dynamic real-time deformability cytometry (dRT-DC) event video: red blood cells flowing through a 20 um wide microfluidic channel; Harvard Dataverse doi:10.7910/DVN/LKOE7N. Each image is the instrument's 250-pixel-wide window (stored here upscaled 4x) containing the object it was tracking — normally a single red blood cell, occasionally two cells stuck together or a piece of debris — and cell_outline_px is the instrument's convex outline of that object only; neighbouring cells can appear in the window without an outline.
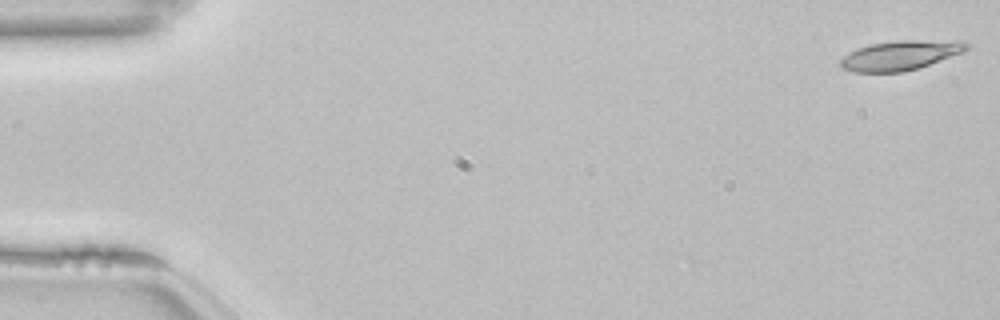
{"species": "common noctule bat (a hibernating species)", "species_latin": "Nyctalus noctula", "temperature_condition": "room temperature", "stored_images_in_passage": 10, "camera_frame_rate_fps": 3000, "um_per_image_px": 0.085, "animal": {"sex": "female", "body_mass_g": 22.7, "forearm_length_mm": 54.2}, "frame": {"image": 1, "passage_image": 1, "time_ms": 0.0, "image_size_px": [1000, 320], "cell_outline_px": [[968, 48], [964, 52], [904, 72], [856, 72], [844, 68], [840, 64], [840, 60], [844, 56], [860, 48], [872, 44], [896, 40], [964, 40], [968, 44]], "centroid_in_image_um": [76.59, 4.69], "position_along_channel_um": 8.4, "area_um2": 21.44}}